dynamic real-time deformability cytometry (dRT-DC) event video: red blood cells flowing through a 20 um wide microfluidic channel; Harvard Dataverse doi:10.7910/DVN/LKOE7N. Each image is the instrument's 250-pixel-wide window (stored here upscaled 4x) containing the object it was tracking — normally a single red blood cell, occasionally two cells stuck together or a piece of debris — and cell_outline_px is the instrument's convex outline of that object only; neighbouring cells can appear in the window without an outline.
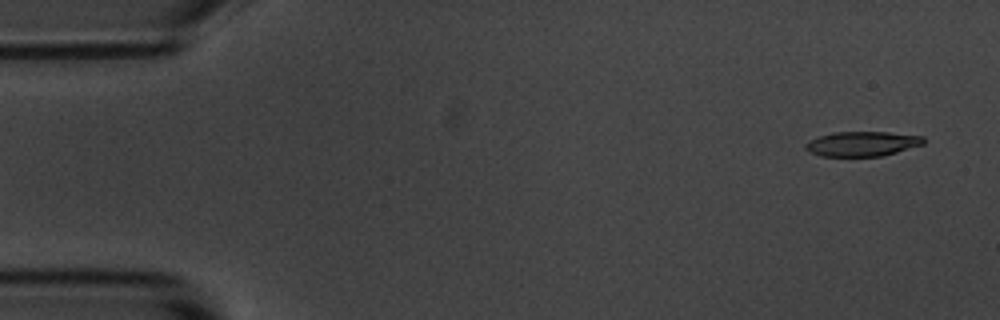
{"species": "common noctule bat (a hibernating species)", "species_latin": "Nyctalus noctula", "temperature_condition": "room temperature", "stored_images_in_passage": 4, "camera_frame_rate_fps": 3000, "um_per_image_px": 0.085, "animal": {"sex": "male", "body_mass_g": 20.1, "forearm_length_mm": 53.5}, "frame": {"image": 1, "passage_image": 1, "time_ms": 0.0, "image_size_px": [1000, 320], "cell_outline_px": [[924, 144], [896, 152], [880, 156], [820, 156], [808, 152], [804, 148], [804, 144], [808, 140], [832, 132], [888, 132], [924, 136]], "centroid_in_image_um": [73.24, 12.22], "position_along_channel_um": 11.8, "area_um2": 17.11}}